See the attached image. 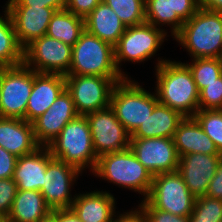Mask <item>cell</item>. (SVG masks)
I'll list each match as a JSON object with an SVG mask.
<instances>
[{"label":"cell","instance_id":"6da1fadb","mask_svg":"<svg viewBox=\"0 0 222 222\" xmlns=\"http://www.w3.org/2000/svg\"><path fill=\"white\" fill-rule=\"evenodd\" d=\"M155 94L160 104L193 117L199 110V91L191 71L182 62L157 60Z\"/></svg>","mask_w":222,"mask_h":222},{"label":"cell","instance_id":"7a4b0ae2","mask_svg":"<svg viewBox=\"0 0 222 222\" xmlns=\"http://www.w3.org/2000/svg\"><path fill=\"white\" fill-rule=\"evenodd\" d=\"M196 58L222 55V13L199 8L173 37Z\"/></svg>","mask_w":222,"mask_h":222},{"label":"cell","instance_id":"3957f363","mask_svg":"<svg viewBox=\"0 0 222 222\" xmlns=\"http://www.w3.org/2000/svg\"><path fill=\"white\" fill-rule=\"evenodd\" d=\"M48 148L53 158L74 166L80 172L88 167L92 173L95 170L98 157L86 115H78L68 122Z\"/></svg>","mask_w":222,"mask_h":222},{"label":"cell","instance_id":"277c9868","mask_svg":"<svg viewBox=\"0 0 222 222\" xmlns=\"http://www.w3.org/2000/svg\"><path fill=\"white\" fill-rule=\"evenodd\" d=\"M93 174L129 190L137 191L146 199L153 175L138 161L130 148L108 153L98 158Z\"/></svg>","mask_w":222,"mask_h":222},{"label":"cell","instance_id":"5b68a950","mask_svg":"<svg viewBox=\"0 0 222 222\" xmlns=\"http://www.w3.org/2000/svg\"><path fill=\"white\" fill-rule=\"evenodd\" d=\"M158 103L155 93L151 94L128 77L114 86L110 98V107L130 135L151 115Z\"/></svg>","mask_w":222,"mask_h":222},{"label":"cell","instance_id":"8992f818","mask_svg":"<svg viewBox=\"0 0 222 222\" xmlns=\"http://www.w3.org/2000/svg\"><path fill=\"white\" fill-rule=\"evenodd\" d=\"M67 75L124 77L116 68L114 47L87 30L72 46V62Z\"/></svg>","mask_w":222,"mask_h":222},{"label":"cell","instance_id":"52a82bcc","mask_svg":"<svg viewBox=\"0 0 222 222\" xmlns=\"http://www.w3.org/2000/svg\"><path fill=\"white\" fill-rule=\"evenodd\" d=\"M167 32L144 22L140 25L126 27L125 32L114 46V60L117 70L127 78L122 72V61L140 63L156 54L166 38Z\"/></svg>","mask_w":222,"mask_h":222},{"label":"cell","instance_id":"ba28073f","mask_svg":"<svg viewBox=\"0 0 222 222\" xmlns=\"http://www.w3.org/2000/svg\"><path fill=\"white\" fill-rule=\"evenodd\" d=\"M33 88V70L24 63L0 67V117L26 120V109Z\"/></svg>","mask_w":222,"mask_h":222},{"label":"cell","instance_id":"9c48e42d","mask_svg":"<svg viewBox=\"0 0 222 222\" xmlns=\"http://www.w3.org/2000/svg\"><path fill=\"white\" fill-rule=\"evenodd\" d=\"M125 77L66 75V89L72 96L76 111L86 115L110 106L114 86Z\"/></svg>","mask_w":222,"mask_h":222},{"label":"cell","instance_id":"30bf717a","mask_svg":"<svg viewBox=\"0 0 222 222\" xmlns=\"http://www.w3.org/2000/svg\"><path fill=\"white\" fill-rule=\"evenodd\" d=\"M195 199L178 171L153 176L146 198L154 208L183 217L191 215Z\"/></svg>","mask_w":222,"mask_h":222},{"label":"cell","instance_id":"8fae6325","mask_svg":"<svg viewBox=\"0 0 222 222\" xmlns=\"http://www.w3.org/2000/svg\"><path fill=\"white\" fill-rule=\"evenodd\" d=\"M72 62V47L62 41L44 35L24 49V64L37 73H69Z\"/></svg>","mask_w":222,"mask_h":222},{"label":"cell","instance_id":"7c38bea8","mask_svg":"<svg viewBox=\"0 0 222 222\" xmlns=\"http://www.w3.org/2000/svg\"><path fill=\"white\" fill-rule=\"evenodd\" d=\"M96 156L125 150L130 147L131 135L116 118L109 106L86 114Z\"/></svg>","mask_w":222,"mask_h":222},{"label":"cell","instance_id":"4fadbf2b","mask_svg":"<svg viewBox=\"0 0 222 222\" xmlns=\"http://www.w3.org/2000/svg\"><path fill=\"white\" fill-rule=\"evenodd\" d=\"M129 148L153 176L178 170L179 156L173 138H130Z\"/></svg>","mask_w":222,"mask_h":222},{"label":"cell","instance_id":"5bb4252c","mask_svg":"<svg viewBox=\"0 0 222 222\" xmlns=\"http://www.w3.org/2000/svg\"><path fill=\"white\" fill-rule=\"evenodd\" d=\"M81 172L63 161L51 158L40 192L51 210L70 209L75 197L70 194V188Z\"/></svg>","mask_w":222,"mask_h":222},{"label":"cell","instance_id":"9a60e30c","mask_svg":"<svg viewBox=\"0 0 222 222\" xmlns=\"http://www.w3.org/2000/svg\"><path fill=\"white\" fill-rule=\"evenodd\" d=\"M78 115L72 96L65 89L50 108L32 122L36 142L40 146H48L64 126Z\"/></svg>","mask_w":222,"mask_h":222},{"label":"cell","instance_id":"2e32d148","mask_svg":"<svg viewBox=\"0 0 222 222\" xmlns=\"http://www.w3.org/2000/svg\"><path fill=\"white\" fill-rule=\"evenodd\" d=\"M221 159L222 154L192 153L179 157L177 171L196 198L206 195Z\"/></svg>","mask_w":222,"mask_h":222},{"label":"cell","instance_id":"e0dca14e","mask_svg":"<svg viewBox=\"0 0 222 222\" xmlns=\"http://www.w3.org/2000/svg\"><path fill=\"white\" fill-rule=\"evenodd\" d=\"M14 25L20 46L25 49L34 40L47 33L55 9L33 6H6Z\"/></svg>","mask_w":222,"mask_h":222},{"label":"cell","instance_id":"ac0fdd59","mask_svg":"<svg viewBox=\"0 0 222 222\" xmlns=\"http://www.w3.org/2000/svg\"><path fill=\"white\" fill-rule=\"evenodd\" d=\"M65 89L64 75L37 73L33 70V88L27 103L26 121L32 123L45 113Z\"/></svg>","mask_w":222,"mask_h":222},{"label":"cell","instance_id":"d6986e66","mask_svg":"<svg viewBox=\"0 0 222 222\" xmlns=\"http://www.w3.org/2000/svg\"><path fill=\"white\" fill-rule=\"evenodd\" d=\"M0 146L16 157L30 154L40 147L32 123L7 117H0Z\"/></svg>","mask_w":222,"mask_h":222},{"label":"cell","instance_id":"ffe728a7","mask_svg":"<svg viewBox=\"0 0 222 222\" xmlns=\"http://www.w3.org/2000/svg\"><path fill=\"white\" fill-rule=\"evenodd\" d=\"M51 158L48 146H40L34 152L18 157L13 176L18 190L40 191Z\"/></svg>","mask_w":222,"mask_h":222},{"label":"cell","instance_id":"44dd1931","mask_svg":"<svg viewBox=\"0 0 222 222\" xmlns=\"http://www.w3.org/2000/svg\"><path fill=\"white\" fill-rule=\"evenodd\" d=\"M71 210L82 222H113L115 198L107 191H92L74 195Z\"/></svg>","mask_w":222,"mask_h":222},{"label":"cell","instance_id":"7402d4cb","mask_svg":"<svg viewBox=\"0 0 222 222\" xmlns=\"http://www.w3.org/2000/svg\"><path fill=\"white\" fill-rule=\"evenodd\" d=\"M173 140L179 157L192 153L221 154L194 117H184Z\"/></svg>","mask_w":222,"mask_h":222},{"label":"cell","instance_id":"603a6c76","mask_svg":"<svg viewBox=\"0 0 222 222\" xmlns=\"http://www.w3.org/2000/svg\"><path fill=\"white\" fill-rule=\"evenodd\" d=\"M84 25L85 30L113 47L126 29L116 13L103 1L84 19Z\"/></svg>","mask_w":222,"mask_h":222},{"label":"cell","instance_id":"cb8c5ba5","mask_svg":"<svg viewBox=\"0 0 222 222\" xmlns=\"http://www.w3.org/2000/svg\"><path fill=\"white\" fill-rule=\"evenodd\" d=\"M184 116L177 110L158 103L131 138H173Z\"/></svg>","mask_w":222,"mask_h":222},{"label":"cell","instance_id":"d4e9b609","mask_svg":"<svg viewBox=\"0 0 222 222\" xmlns=\"http://www.w3.org/2000/svg\"><path fill=\"white\" fill-rule=\"evenodd\" d=\"M52 210L38 190H18L12 208L5 218L7 222H40L50 216Z\"/></svg>","mask_w":222,"mask_h":222},{"label":"cell","instance_id":"484cf974","mask_svg":"<svg viewBox=\"0 0 222 222\" xmlns=\"http://www.w3.org/2000/svg\"><path fill=\"white\" fill-rule=\"evenodd\" d=\"M85 30L84 18L69 12L66 8L53 14L46 35L73 46Z\"/></svg>","mask_w":222,"mask_h":222},{"label":"cell","instance_id":"4316f807","mask_svg":"<svg viewBox=\"0 0 222 222\" xmlns=\"http://www.w3.org/2000/svg\"><path fill=\"white\" fill-rule=\"evenodd\" d=\"M0 16V67H13L23 64L24 49L20 46L12 19L5 9Z\"/></svg>","mask_w":222,"mask_h":222},{"label":"cell","instance_id":"83f0119b","mask_svg":"<svg viewBox=\"0 0 222 222\" xmlns=\"http://www.w3.org/2000/svg\"><path fill=\"white\" fill-rule=\"evenodd\" d=\"M145 20L147 23L159 26H171V34L175 36L184 25L177 16L172 15L171 0H145Z\"/></svg>","mask_w":222,"mask_h":222},{"label":"cell","instance_id":"f1b7e54d","mask_svg":"<svg viewBox=\"0 0 222 222\" xmlns=\"http://www.w3.org/2000/svg\"><path fill=\"white\" fill-rule=\"evenodd\" d=\"M184 64L191 71L199 92L222 75L220 58H196L192 60L191 64Z\"/></svg>","mask_w":222,"mask_h":222},{"label":"cell","instance_id":"f546056e","mask_svg":"<svg viewBox=\"0 0 222 222\" xmlns=\"http://www.w3.org/2000/svg\"><path fill=\"white\" fill-rule=\"evenodd\" d=\"M116 13L126 27L140 25L145 20V0H102Z\"/></svg>","mask_w":222,"mask_h":222},{"label":"cell","instance_id":"4dcf8cb0","mask_svg":"<svg viewBox=\"0 0 222 222\" xmlns=\"http://www.w3.org/2000/svg\"><path fill=\"white\" fill-rule=\"evenodd\" d=\"M193 117L222 154V109L198 110Z\"/></svg>","mask_w":222,"mask_h":222},{"label":"cell","instance_id":"1f68e13d","mask_svg":"<svg viewBox=\"0 0 222 222\" xmlns=\"http://www.w3.org/2000/svg\"><path fill=\"white\" fill-rule=\"evenodd\" d=\"M189 222H222V200L207 196L197 197Z\"/></svg>","mask_w":222,"mask_h":222},{"label":"cell","instance_id":"d6a6232c","mask_svg":"<svg viewBox=\"0 0 222 222\" xmlns=\"http://www.w3.org/2000/svg\"><path fill=\"white\" fill-rule=\"evenodd\" d=\"M222 109V75L199 92V110Z\"/></svg>","mask_w":222,"mask_h":222},{"label":"cell","instance_id":"836d02e7","mask_svg":"<svg viewBox=\"0 0 222 222\" xmlns=\"http://www.w3.org/2000/svg\"><path fill=\"white\" fill-rule=\"evenodd\" d=\"M17 191L13 178L0 179V216L3 219L10 213Z\"/></svg>","mask_w":222,"mask_h":222},{"label":"cell","instance_id":"e575fe53","mask_svg":"<svg viewBox=\"0 0 222 222\" xmlns=\"http://www.w3.org/2000/svg\"><path fill=\"white\" fill-rule=\"evenodd\" d=\"M139 206L145 212L148 222H189V217H183L154 208L146 199Z\"/></svg>","mask_w":222,"mask_h":222},{"label":"cell","instance_id":"d590c367","mask_svg":"<svg viewBox=\"0 0 222 222\" xmlns=\"http://www.w3.org/2000/svg\"><path fill=\"white\" fill-rule=\"evenodd\" d=\"M172 15L188 21L200 8V0H171Z\"/></svg>","mask_w":222,"mask_h":222},{"label":"cell","instance_id":"8d00e7d4","mask_svg":"<svg viewBox=\"0 0 222 222\" xmlns=\"http://www.w3.org/2000/svg\"><path fill=\"white\" fill-rule=\"evenodd\" d=\"M102 0H66L65 8L75 15L86 18Z\"/></svg>","mask_w":222,"mask_h":222},{"label":"cell","instance_id":"74e56055","mask_svg":"<svg viewBox=\"0 0 222 222\" xmlns=\"http://www.w3.org/2000/svg\"><path fill=\"white\" fill-rule=\"evenodd\" d=\"M6 6L49 7L56 11L65 9L66 0H8Z\"/></svg>","mask_w":222,"mask_h":222},{"label":"cell","instance_id":"f35d334b","mask_svg":"<svg viewBox=\"0 0 222 222\" xmlns=\"http://www.w3.org/2000/svg\"><path fill=\"white\" fill-rule=\"evenodd\" d=\"M18 157L0 146V179L13 178Z\"/></svg>","mask_w":222,"mask_h":222},{"label":"cell","instance_id":"ab89813d","mask_svg":"<svg viewBox=\"0 0 222 222\" xmlns=\"http://www.w3.org/2000/svg\"><path fill=\"white\" fill-rule=\"evenodd\" d=\"M205 196L222 200V159L218 164L214 177L209 183Z\"/></svg>","mask_w":222,"mask_h":222},{"label":"cell","instance_id":"60d3db41","mask_svg":"<svg viewBox=\"0 0 222 222\" xmlns=\"http://www.w3.org/2000/svg\"><path fill=\"white\" fill-rule=\"evenodd\" d=\"M125 214H120L117 218L113 220V222H148V218L143 211V209L138 206V208L130 212H124Z\"/></svg>","mask_w":222,"mask_h":222},{"label":"cell","instance_id":"b9f144b4","mask_svg":"<svg viewBox=\"0 0 222 222\" xmlns=\"http://www.w3.org/2000/svg\"><path fill=\"white\" fill-rule=\"evenodd\" d=\"M51 215L56 222H82L71 209H55Z\"/></svg>","mask_w":222,"mask_h":222},{"label":"cell","instance_id":"7bdbcfd3","mask_svg":"<svg viewBox=\"0 0 222 222\" xmlns=\"http://www.w3.org/2000/svg\"><path fill=\"white\" fill-rule=\"evenodd\" d=\"M200 7L222 13V0H200Z\"/></svg>","mask_w":222,"mask_h":222},{"label":"cell","instance_id":"ee69618b","mask_svg":"<svg viewBox=\"0 0 222 222\" xmlns=\"http://www.w3.org/2000/svg\"><path fill=\"white\" fill-rule=\"evenodd\" d=\"M40 222H56V220H55V218L52 215H50L46 219H44V220H42Z\"/></svg>","mask_w":222,"mask_h":222}]
</instances>
